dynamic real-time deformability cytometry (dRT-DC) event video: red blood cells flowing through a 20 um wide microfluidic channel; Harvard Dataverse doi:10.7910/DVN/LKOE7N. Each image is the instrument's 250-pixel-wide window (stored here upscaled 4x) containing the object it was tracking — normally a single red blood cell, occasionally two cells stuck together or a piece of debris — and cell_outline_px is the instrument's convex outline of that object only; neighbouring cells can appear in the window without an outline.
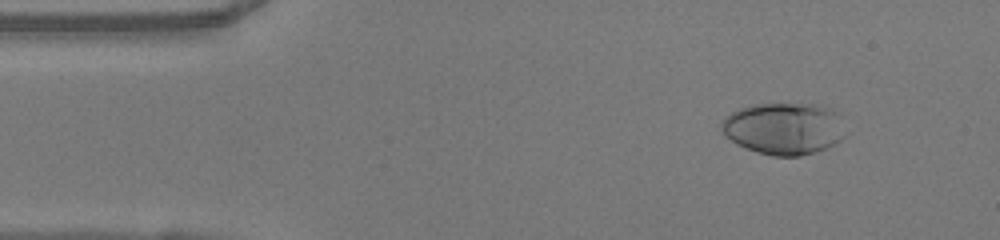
{"species": "human", "species_latin": "Homo sapiens", "temperature_condition": "warm", "stored_images_in_passage": 49, "camera_frame_rate_fps": 3000, "um_per_image_px": 0.085, "donor": {"sex": "female"}, "frame": {"image": 1, "passage_image": 5, "time_ms": 1.333, "image_size_px": [1000, 240], "cell_outline_px": [[844, 136], [836, 144], [816, 152], [800, 156], [772, 156], [756, 152], [736, 144], [724, 136], [720, 128], [720, 124], [732, 112], [740, 108], [752, 104], [820, 104], [832, 108], [836, 112]], "centroid_in_image_um": [66.6, 10.93], "position_along_channel_um": 18.4, "area_um2": 37.57}}
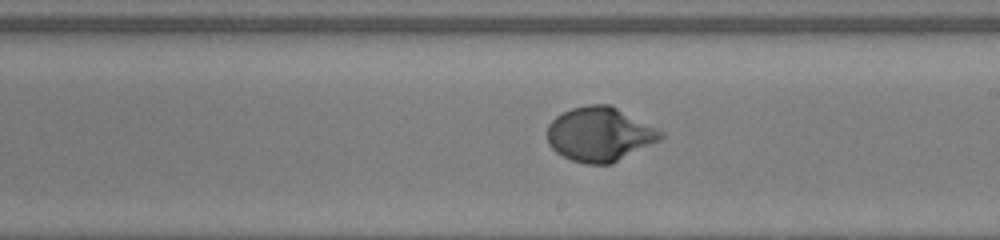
{"frame": {"image": 2, "passage_image": 27, "time_ms": 8.667, "image_size_px": [1000, 240], "cell_outline_px": [[664, 136], [660, 140], [612, 164], [584, 164], [572, 160], [556, 152], [548, 144], [548, 124], [556, 116], [572, 108], [588, 104], [608, 104], [664, 132]], "centroid_in_image_um": [50.96, 11.42], "position_along_channel_um": 238.0, "area_um2": 35.6}}
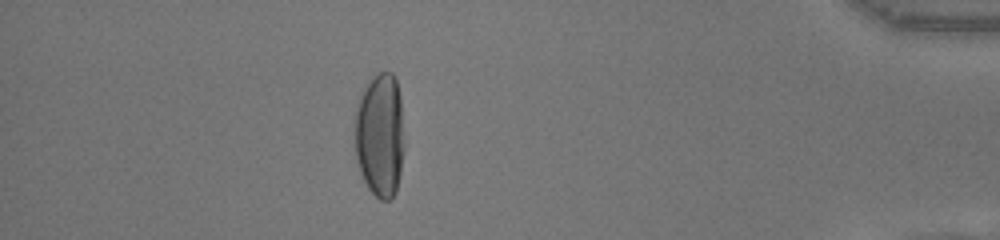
{"frame": {"image": 3, "passage_image": 43, "time_ms": 14.0, "image_size_px": [1000, 240], "cell_outline_px": [[404, 148], [400, 172], [396, 192], [388, 200], [380, 200], [368, 188], [360, 172], [356, 160], [352, 144], [356, 104], [364, 88], [372, 76], [376, 72], [392, 72], [396, 76], [400, 96], [404, 144]], "centroid_in_image_um": [32.26, 11.46], "position_along_channel_um": 402.9, "area_um2": 36.76}, "authors_computed_cell_mechanics": {"area_um2": 35.6048, "velocity_mm_per_s": 4.0741, "shape_relaxation_time_tau1_ms": 3.1742, "shape_relaxation_time_tau2_ms": null, "deformation_change_tau1": 0.2393, "deformation_change_tau2": null}}